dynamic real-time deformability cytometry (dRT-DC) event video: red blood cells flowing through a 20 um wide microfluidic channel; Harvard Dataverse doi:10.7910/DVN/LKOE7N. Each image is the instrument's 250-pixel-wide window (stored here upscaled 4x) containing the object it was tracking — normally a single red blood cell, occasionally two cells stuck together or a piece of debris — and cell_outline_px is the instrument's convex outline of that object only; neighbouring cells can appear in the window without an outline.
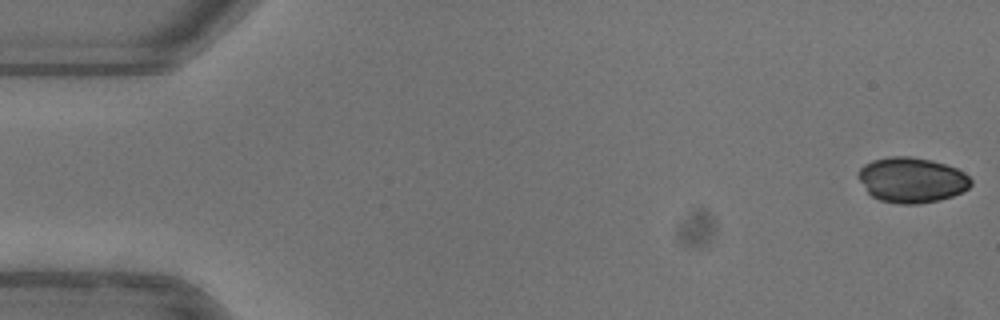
{"species": "common noctule bat (a hibernating species)", "species_latin": "Nyctalus noctula", "temperature_condition": "warm", "stored_images_in_passage": 52, "camera_frame_rate_fps": 3000, "um_per_image_px": 0.085, "animal": {"sex": "female"}, "frame": {"image": 1, "passage_image": 1, "time_ms": 0.0, "image_size_px": [1000, 320], "cell_outline_px": [[972, 184], [968, 188], [952, 196], [940, 200], [916, 204], [896, 204], [880, 200], [872, 196], [868, 192], [856, 176], [856, 172], [864, 164], [872, 160], [888, 156], [912, 156], [932, 160], [956, 168], [964, 172], [972, 180]], "centroid_in_image_um": [77.47, 15.29], "position_along_channel_um": 7.5, "area_um2": 29.94}}
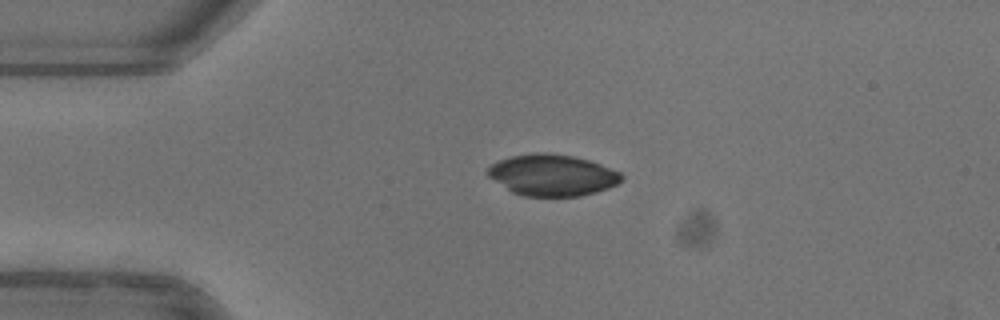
{"frame": {"image": 2, "passage_image": 12, "time_ms": 3.667, "image_size_px": [1000, 320], "cell_outline_px": [[624, 176], [616, 184], [608, 188], [596, 192], [580, 196], [524, 196], [512, 192], [488, 176], [484, 172], [492, 164], [500, 160], [512, 156], [536, 152], [544, 152], [572, 156], [588, 160], [600, 164], [620, 172]], "centroid_in_image_um": [46.93, 14.88], "position_along_channel_um": 38.1, "area_um2": 32.08}}
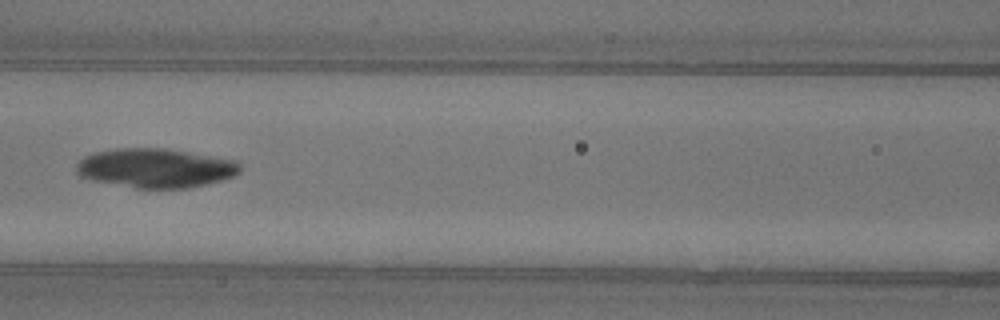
{"frame": {"image": 3, "passage_image": 23, "time_ms": 7.333, "image_size_px": [1000, 320], "cell_outline_px": [[240, 172], [236, 176], [188, 188], [136, 188], [92, 180], [80, 176], [76, 172], [76, 164], [84, 156], [96, 152], [116, 148], [160, 148], [236, 160], [240, 164]], "centroid_in_image_um": [13.2, 14.29], "position_along_channel_um": 153.4, "area_um2": 37.17}}